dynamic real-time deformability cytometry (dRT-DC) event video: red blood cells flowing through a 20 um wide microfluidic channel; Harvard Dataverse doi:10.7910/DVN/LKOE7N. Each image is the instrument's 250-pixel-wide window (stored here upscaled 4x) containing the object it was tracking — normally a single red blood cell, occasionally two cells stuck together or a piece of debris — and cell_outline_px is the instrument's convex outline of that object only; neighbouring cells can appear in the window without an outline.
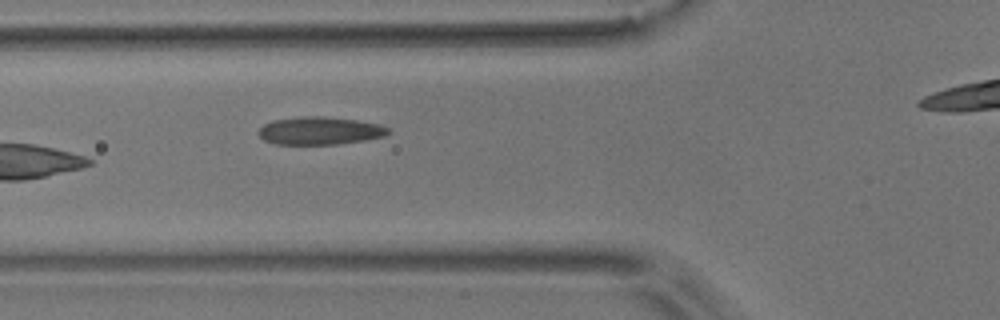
{"species": "common noctule bat (a hibernating species)", "species_latin": "Nyctalus noctula", "temperature_condition": "room temperature", "stored_images_in_passage": 8, "camera_frame_rate_fps": 3000, "um_per_image_px": 0.085, "animal": {"sex": "male", "body_mass_g": 17.9}, "frame": {"image": 1, "passage_image": 7, "time_ms": 7.0, "image_size_px": [1000, 320], "cell_outline_px": [[392, 132], [384, 136], [364, 140], [340, 144], [276, 144], [264, 140], [256, 132], [264, 124], [272, 120], [304, 116], [324, 116], [356, 120], [380, 124], [392, 128]], "centroid_in_image_um": [27.22, 11.11], "position_along_channel_um": 98.6, "area_um2": 21.21}}